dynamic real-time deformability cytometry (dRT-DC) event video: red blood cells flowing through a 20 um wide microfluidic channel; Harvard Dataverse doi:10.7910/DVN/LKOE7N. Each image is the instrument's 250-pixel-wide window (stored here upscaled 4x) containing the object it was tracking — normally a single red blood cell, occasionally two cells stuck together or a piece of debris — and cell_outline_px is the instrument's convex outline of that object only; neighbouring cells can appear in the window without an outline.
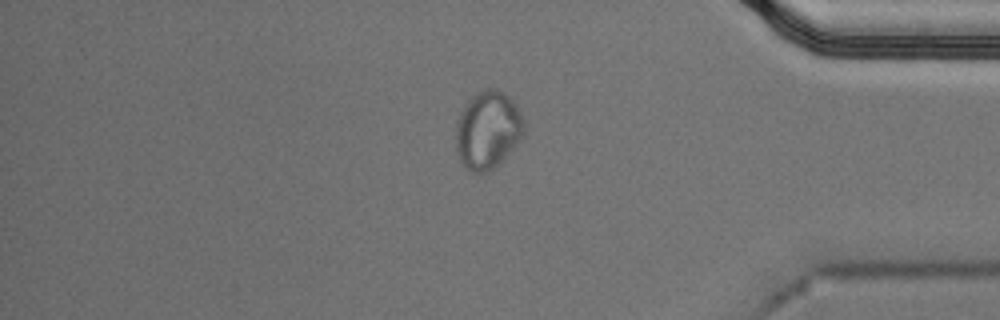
{"species": "Egyptian fruit bat (a non-hibernating species)", "species_latin": "Rousettus aegyptiacus", "temperature_condition": "cold", "stored_images_in_passage": 54, "segment_of_instrument_passage": [2, 2], "camera_frame_rate_fps": 3000, "um_per_image_px": 0.085, "animal": {"sex": "male"}, "frame": {"image": 1, "passage_image": 46, "time_ms": 15.0, "image_size_px": [1000, 320], "cell_outline_px": [[524, 132], [516, 144], [496, 168], [488, 172], [472, 172], [460, 160], [456, 152], [456, 124], [460, 112], [468, 100], [472, 96], [484, 88], [496, 88], [504, 92], [516, 104], [524, 120]], "centroid_in_image_um": [41.46, 11.04], "position_along_channel_um": 393.7, "area_um2": 30.98}}
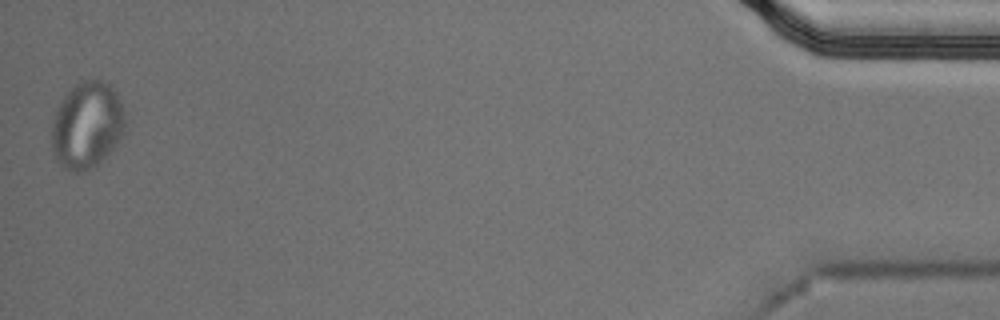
{"frame": {"image": 2, "passage_image": 54, "time_ms": 17.667, "image_size_px": [1000, 320], "cell_outline_px": [[128, 132], [92, 168], [84, 172], [76, 172], [64, 168], [56, 160], [52, 152], [52, 124], [56, 108], [64, 96], [76, 84], [84, 80], [100, 80], [108, 84], [116, 92], [124, 108]], "centroid_in_image_um": [7.42, 10.65], "position_along_channel_um": 427.8, "area_um2": 37.4}}